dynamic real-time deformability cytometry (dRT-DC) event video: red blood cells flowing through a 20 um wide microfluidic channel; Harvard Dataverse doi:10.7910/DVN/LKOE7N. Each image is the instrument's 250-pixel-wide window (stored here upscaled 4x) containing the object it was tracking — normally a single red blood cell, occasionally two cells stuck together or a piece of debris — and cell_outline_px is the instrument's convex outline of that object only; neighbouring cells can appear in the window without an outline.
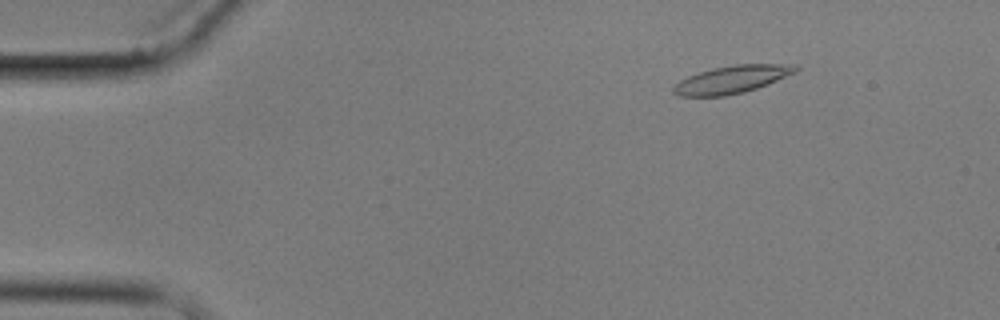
{"species": "common noctule bat (a hibernating species)", "species_latin": "Nyctalus noctula", "temperature_condition": "cold", "stored_images_in_passage": 6, "camera_frame_rate_fps": 3000, "um_per_image_px": 0.085, "animal": {"sex": "male", "body_mass_g": 17.9}, "frame": {"image": 1, "passage_image": 1, "time_ms": 0.0, "image_size_px": [1000, 320], "cell_outline_px": [[800, 68], [796, 72], [768, 84], [744, 92], [724, 96], [680, 96], [672, 92], [672, 88], [680, 80], [688, 76], [712, 68], [736, 64], [796, 64]], "centroid_in_image_um": [62.23, 6.75], "position_along_channel_um": 22.8, "area_um2": 19.65}}
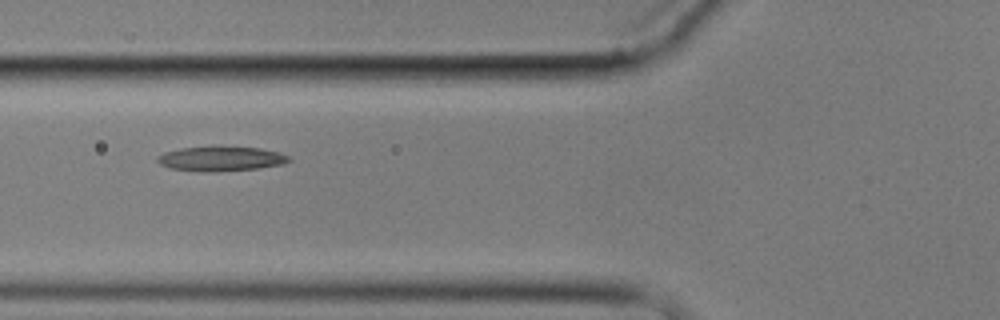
{"frame": {"image": 2, "passage_image": 5, "time_ms": 4.667, "image_size_px": [1000, 320], "cell_outline_px": [[292, 160], [284, 164], [260, 168], [216, 172], [204, 172], [172, 168], [160, 164], [156, 160], [156, 156], [164, 152], [180, 148], [260, 148], [276, 152], [288, 156]], "centroid_in_image_um": [18.77, 13.52], "position_along_channel_um": 107.0, "area_um2": 18.44}}
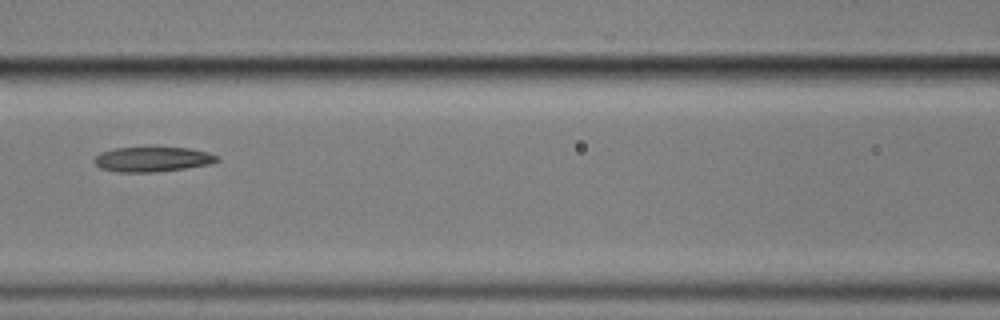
{"frame": {"image": 3, "passage_image": 6, "time_ms": 6.0, "image_size_px": [1000, 320], "cell_outline_px": [[220, 160], [208, 164], [184, 168], [152, 172], [116, 172], [100, 168], [92, 160], [100, 152], [116, 148], [148, 144], [152, 144], [188, 148], [208, 152], [220, 156]], "centroid_in_image_um": [12.94, 13.48], "position_along_channel_um": 153.7, "area_um2": 18.73}}